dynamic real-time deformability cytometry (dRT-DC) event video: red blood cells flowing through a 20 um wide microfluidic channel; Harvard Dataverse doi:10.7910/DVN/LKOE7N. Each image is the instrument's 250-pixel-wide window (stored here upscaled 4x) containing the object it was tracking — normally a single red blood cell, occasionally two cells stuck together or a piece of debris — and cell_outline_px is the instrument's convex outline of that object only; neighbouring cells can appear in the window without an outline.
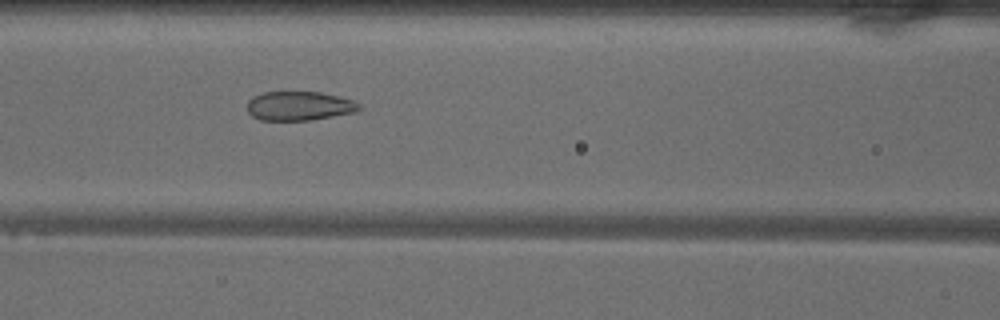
{"species": "common noctule bat (a hibernating species)", "species_latin": "Nyctalus noctula", "temperature_condition": "warm", "stored_images_in_passage": 47, "camera_frame_rate_fps": 3000, "um_per_image_px": 0.085, "animal": {"sex": "male", "body_mass_g": 18.8}, "frame": {"image": 1, "passage_image": 18, "time_ms": 5.667, "image_size_px": [1000, 320], "cell_outline_px": [[360, 108], [356, 112], [308, 120], [260, 120], [252, 116], [248, 112], [248, 100], [252, 96], [264, 92], [320, 92], [352, 100], [360, 104]], "centroid_in_image_um": [25.4, 9.0], "position_along_channel_um": 141.2, "area_um2": 18.84}}
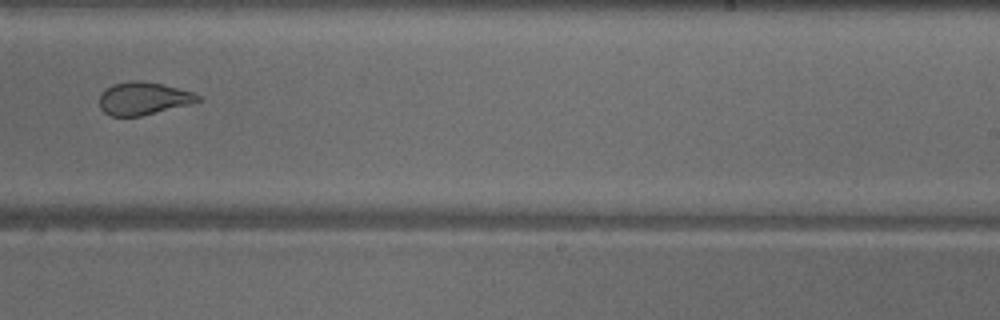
{"frame": {"image": 2, "passage_image": 28, "time_ms": 9.0, "image_size_px": [1000, 320], "cell_outline_px": [[204, 100], [140, 116], [112, 116], [104, 112], [100, 108], [100, 92], [104, 88], [112, 84], [128, 80], [140, 80], [164, 84], [192, 92], [200, 96]], "centroid_in_image_um": [12.15, 8.34], "position_along_channel_um": 276.8, "area_um2": 18.9}}
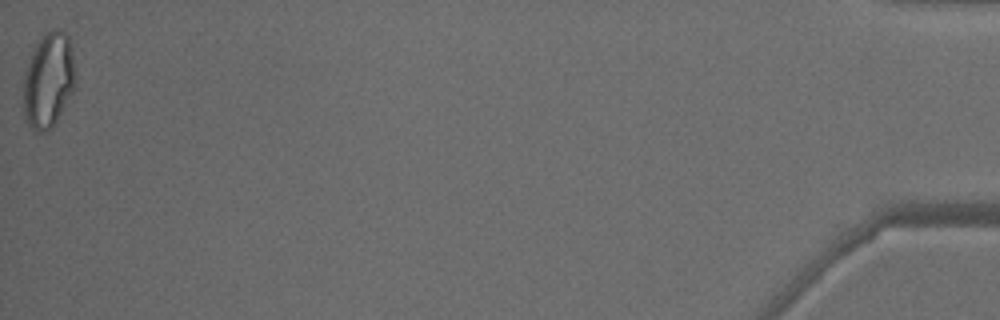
{"frame": {"image": 3, "passage_image": 47, "time_ms": 15.333, "image_size_px": [1000, 320], "cell_outline_px": [[72, 88], [52, 128], [44, 132], [32, 132], [24, 116], [24, 76], [32, 52], [36, 44], [52, 28], [60, 28], [68, 36], [72, 48]], "centroid_in_image_um": [4.07, 6.83], "position_along_channel_um": 431.1, "area_um2": 27.8}, "authors_computed_cell_mechanics": {"area_um2": 23.5246, "velocity_mm_per_s": 4.0741, "shape_relaxation_time_tau1_ms": null, "shape_relaxation_time_tau2_ms": 1.1832, "deformation_change_tau1": null, "deformation_change_tau2": 0.0756}}